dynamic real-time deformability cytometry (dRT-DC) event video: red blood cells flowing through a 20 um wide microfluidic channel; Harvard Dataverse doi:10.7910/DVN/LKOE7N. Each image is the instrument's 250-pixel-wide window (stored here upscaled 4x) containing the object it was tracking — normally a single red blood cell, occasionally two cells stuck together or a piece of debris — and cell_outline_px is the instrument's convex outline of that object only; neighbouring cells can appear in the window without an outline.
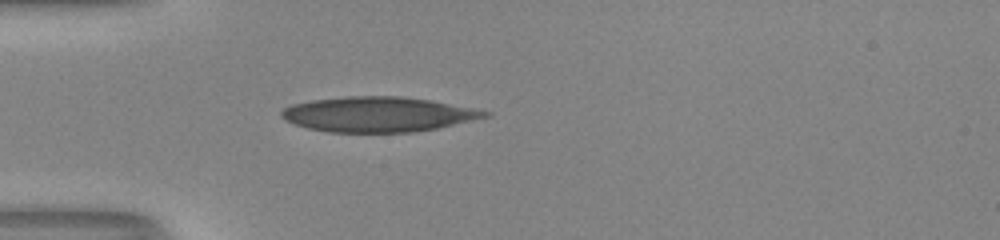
{"species": "human", "species_latin": "Homo sapiens", "temperature_condition": "room temperature", "stored_images_in_passage": 37, "camera_frame_rate_fps": 3000, "um_per_image_px": 0.085, "donor": {"sex": "male"}, "frame": {"image": 1, "passage_image": 1, "time_ms": 0.0, "image_size_px": [1000, 240], "cell_outline_px": [[492, 116], [436, 128], [416, 132], [328, 132], [308, 128], [296, 124], [280, 116], [280, 112], [284, 108], [292, 104], [312, 100], [348, 96], [400, 96], [432, 100], [492, 112]], "centroid_in_image_um": [32.16, 9.71], "position_along_channel_um": 52.8, "area_um2": 41.44}}
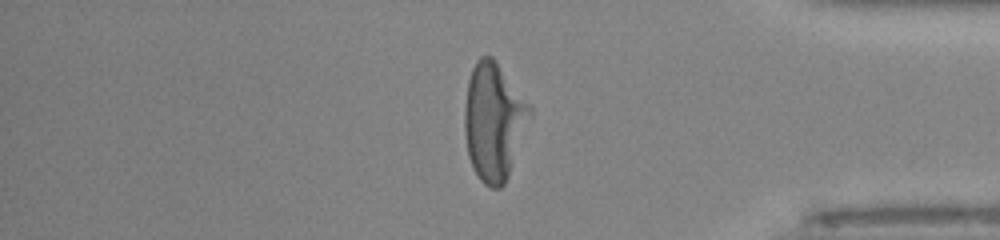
{"frame": {"image": 2, "passage_image": 29, "time_ms": 9.333, "image_size_px": [1000, 240], "cell_outline_px": [[532, 116], [508, 176], [504, 184], [500, 188], [492, 188], [484, 184], [480, 180], [468, 156], [464, 132], [464, 108], [468, 80], [472, 68], [476, 60], [480, 56], [492, 56], [496, 60], [532, 108]], "centroid_in_image_um": [41.97, 10.31], "position_along_channel_um": 393.2, "area_um2": 44.74}}
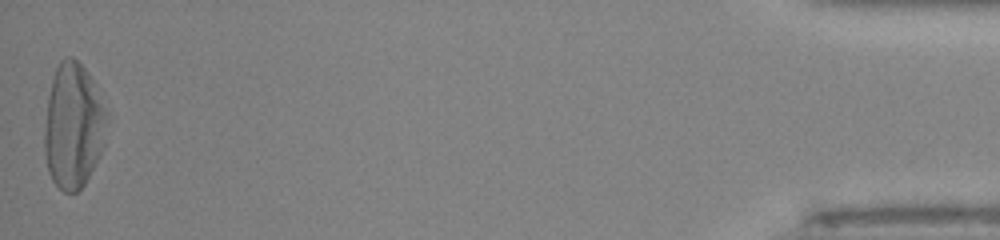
{"frame": {"image": 3, "passage_image": 37, "time_ms": 12.0, "image_size_px": [1000, 240], "cell_outline_px": [[104, 144], [100, 156], [84, 184], [76, 192], [64, 192], [52, 180], [48, 172], [44, 152], [44, 128], [48, 96], [52, 80], [56, 68], [60, 60], [68, 56], [72, 56], [84, 68], [96, 84], [104, 108]], "centroid_in_image_um": [6.19, 10.7], "position_along_channel_um": 429.0, "area_um2": 45.14}}